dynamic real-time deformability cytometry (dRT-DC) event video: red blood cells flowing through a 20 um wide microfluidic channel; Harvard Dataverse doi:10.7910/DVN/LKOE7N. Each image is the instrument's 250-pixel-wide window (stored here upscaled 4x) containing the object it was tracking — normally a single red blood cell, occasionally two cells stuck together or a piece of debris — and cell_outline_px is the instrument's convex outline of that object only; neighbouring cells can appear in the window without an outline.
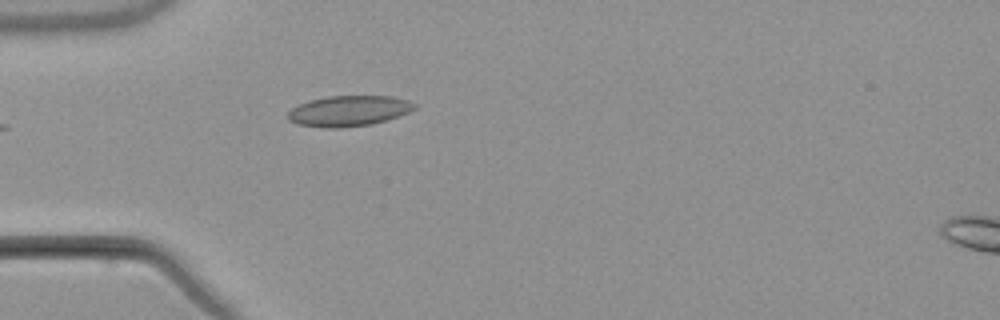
{"species": "common noctule bat (a hibernating species)", "species_latin": "Nyctalus noctula", "temperature_condition": "warm", "stored_images_in_passage": 4, "camera_frame_rate_fps": 3000, "um_per_image_px": 0.085, "animal": {"sex": "male", "body_mass_g": 21.5, "forearm_length_mm": 52.0}, "frame": {"image": 1, "passage_image": 3, "time_ms": 2.667, "image_size_px": [1000, 320], "cell_outline_px": [[416, 108], [408, 112], [372, 124], [340, 128], [324, 128], [296, 124], [288, 120], [288, 112], [292, 108], [300, 104], [312, 100], [328, 96], [392, 96], [408, 100], [416, 104]], "centroid_in_image_um": [29.62, 9.43], "position_along_channel_um": 55.4, "area_um2": 22.43}}